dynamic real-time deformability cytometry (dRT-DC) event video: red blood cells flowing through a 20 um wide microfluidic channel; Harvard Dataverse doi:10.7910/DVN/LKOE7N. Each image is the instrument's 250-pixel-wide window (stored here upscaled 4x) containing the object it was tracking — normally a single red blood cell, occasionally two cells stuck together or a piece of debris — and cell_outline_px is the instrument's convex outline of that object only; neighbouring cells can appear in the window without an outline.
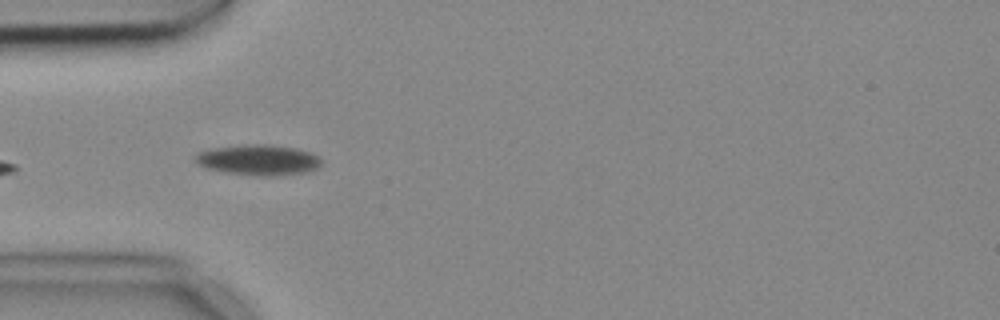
{"species": "common noctule bat (a hibernating species)", "species_latin": "Nyctalus noctula", "temperature_condition": "cold", "stored_images_in_passage": 7, "camera_frame_rate_fps": 3000, "um_per_image_px": 0.085, "animal": {"sex": "female", "body_mass_g": 18.4}, "frame": {"image": 1, "passage_image": 6, "time_ms": 1.667, "image_size_px": [1000, 320], "cell_outline_px": [[320, 164], [316, 168], [304, 172], [276, 176], [252, 176], [224, 172], [208, 168], [196, 164], [192, 160], [192, 156], [196, 152], [212, 148], [244, 144], [268, 144], [296, 148], [312, 152], [320, 160]], "centroid_in_image_um": [21.87, 13.59], "position_along_channel_um": 63.1, "area_um2": 22.77}}